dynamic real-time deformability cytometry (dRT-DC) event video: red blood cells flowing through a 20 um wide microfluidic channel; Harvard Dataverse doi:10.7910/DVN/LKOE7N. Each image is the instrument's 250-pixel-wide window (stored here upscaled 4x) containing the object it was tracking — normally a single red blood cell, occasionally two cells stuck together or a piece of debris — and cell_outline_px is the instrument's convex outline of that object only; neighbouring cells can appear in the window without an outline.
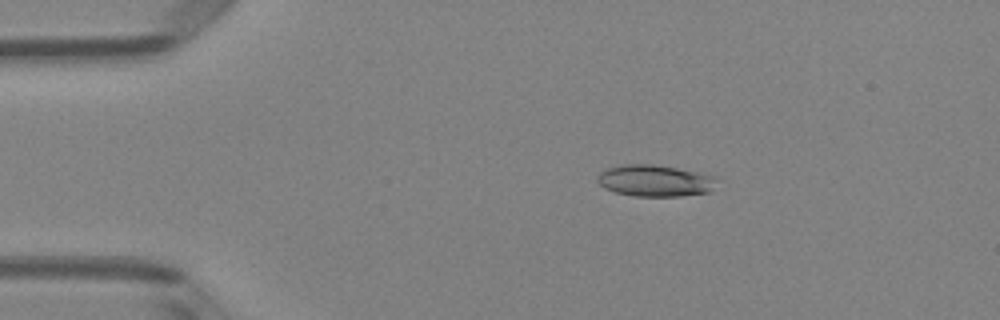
{"species": "Egyptian fruit bat (a non-hibernating species)", "species_latin": "Rousettus aegyptiacus", "temperature_condition": "room temperature", "stored_images_in_passage": 6, "camera_frame_rate_fps": 3000, "um_per_image_px": 0.085, "animal": {"sex": "female"}, "frame": {"image": 1, "passage_image": 3, "time_ms": 0.667, "image_size_px": [1000, 320], "cell_outline_px": [[716, 180], [708, 192], [680, 196], [632, 196], [616, 192], [604, 188], [596, 180], [596, 176], [600, 172], [608, 168], [624, 164], [652, 164], [676, 168], [716, 176]], "centroid_in_image_um": [55.61, 15.36], "position_along_channel_um": 29.4, "area_um2": 21.79}}
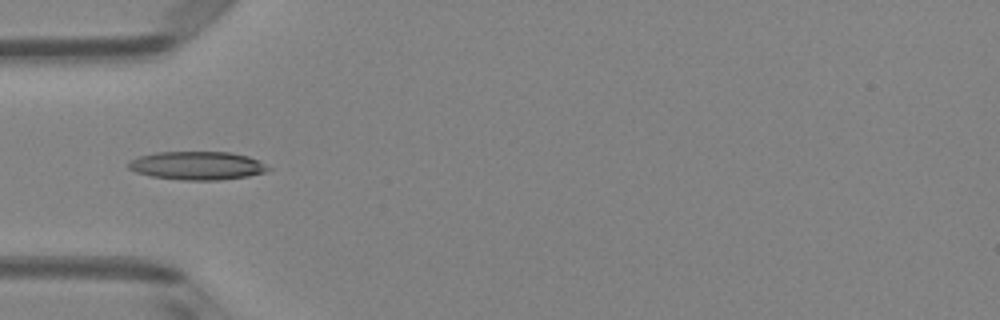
{"frame": {"image": 2, "passage_image": 5, "time_ms": 1.333, "image_size_px": [1000, 320], "cell_outline_px": [[272, 168], [264, 172], [248, 176], [220, 180], [184, 180], [152, 176], [136, 172], [128, 168], [128, 160], [140, 156], [156, 152], [232, 152], [248, 156], [260, 160]], "centroid_in_image_um": [16.78, 14.07], "position_along_channel_um": 68.2, "area_um2": 23.18}}
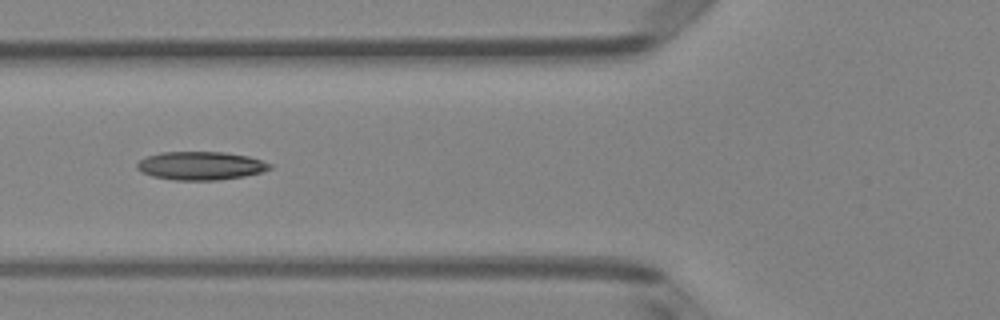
{"frame": {"image": 3, "passage_image": 6, "time_ms": 1.667, "image_size_px": [1000, 320], "cell_outline_px": [[272, 168], [260, 172], [244, 176], [216, 180], [172, 180], [152, 176], [136, 168], [136, 164], [140, 160], [148, 156], [160, 152], [224, 152], [248, 156], [272, 164]], "centroid_in_image_um": [17.05, 14.08], "position_along_channel_um": 108.8, "area_um2": 21.79}}